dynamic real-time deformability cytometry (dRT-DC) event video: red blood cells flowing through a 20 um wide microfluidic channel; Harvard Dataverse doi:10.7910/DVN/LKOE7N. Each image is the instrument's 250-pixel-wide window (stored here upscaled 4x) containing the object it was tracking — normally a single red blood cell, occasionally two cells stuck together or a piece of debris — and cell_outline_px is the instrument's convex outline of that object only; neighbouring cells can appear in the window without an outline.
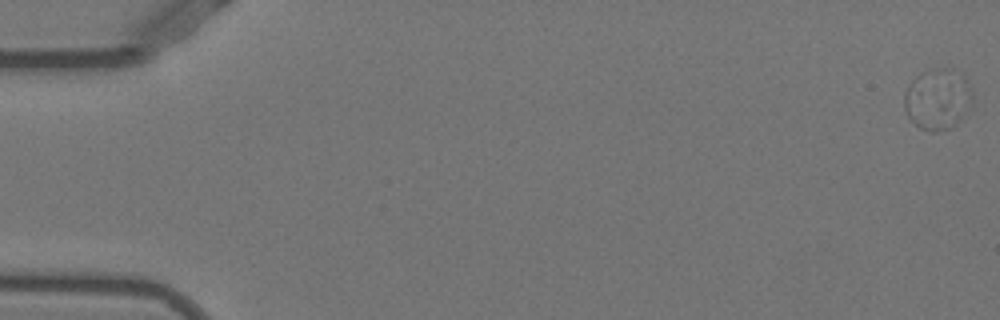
{"species": "Egyptian fruit bat (a non-hibernating species)", "species_latin": "Rousettus aegyptiacus", "temperature_condition": "warm", "stored_images_in_passage": 6, "camera_frame_rate_fps": 3000, "um_per_image_px": 0.085, "animal": {"sex": "female"}, "frame": {"image": 1, "passage_image": 1, "time_ms": 0.0, "image_size_px": [1000, 320], "cell_outline_px": [[960, 116], [952, 128], [936, 132], [932, 132], [920, 128], [908, 116], [904, 108], [904, 92], [908, 84], [920, 72], [948, 100]], "centroid_in_image_um": [78.93, 9.01], "position_along_channel_um": 6.1, "area_um2": 14.91}}